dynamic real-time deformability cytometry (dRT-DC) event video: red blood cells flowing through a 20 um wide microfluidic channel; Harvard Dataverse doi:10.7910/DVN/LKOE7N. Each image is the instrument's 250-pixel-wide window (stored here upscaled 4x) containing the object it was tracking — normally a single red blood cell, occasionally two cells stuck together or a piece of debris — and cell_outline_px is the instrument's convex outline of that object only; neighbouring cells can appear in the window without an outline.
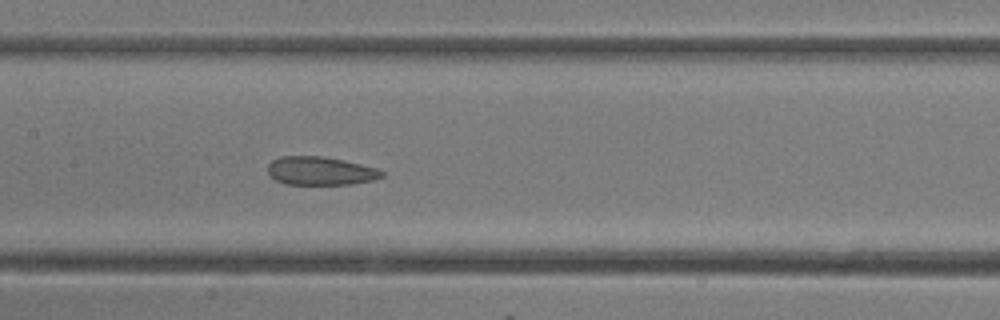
{"species": "common noctule bat (a hibernating species)", "species_latin": "Nyctalus noctula", "temperature_condition": "room temperature", "stored_images_in_passage": 14, "camera_frame_rate_fps": 3000, "um_per_image_px": 0.085, "animal": {"sex": "female"}, "frame": {"image": 1, "passage_image": 14, "time_ms": 4.333, "image_size_px": [1000, 320], "cell_outline_px": [[384, 176], [372, 180], [352, 184], [284, 184], [276, 180], [268, 172], [268, 164], [272, 160], [280, 156], [324, 156], [344, 160], [376, 168], [384, 172]], "centroid_in_image_um": [27.23, 14.52], "position_along_channel_um": 180.2, "area_um2": 18.84}}